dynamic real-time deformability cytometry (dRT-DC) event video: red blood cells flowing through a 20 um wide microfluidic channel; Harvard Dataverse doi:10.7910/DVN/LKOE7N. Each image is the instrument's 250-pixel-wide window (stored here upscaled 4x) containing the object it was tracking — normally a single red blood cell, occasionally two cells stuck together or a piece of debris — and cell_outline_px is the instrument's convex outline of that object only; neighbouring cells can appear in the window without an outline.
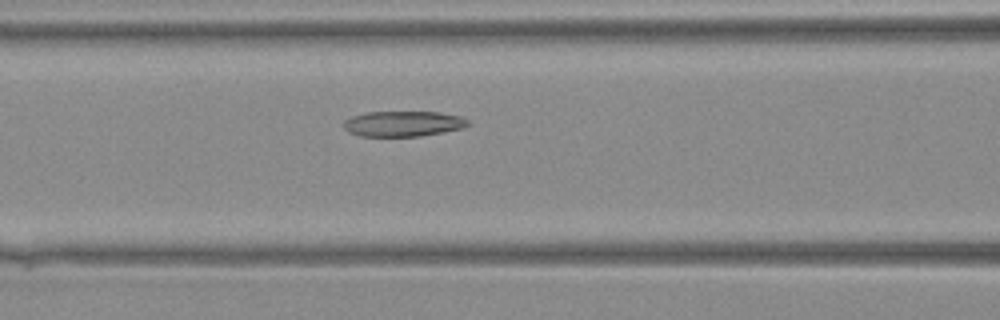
{"species": "Egyptian fruit bat (a non-hibernating species)", "species_latin": "Rousettus aegyptiacus", "temperature_condition": "warm", "stored_images_in_passage": 38, "camera_frame_rate_fps": 3000, "um_per_image_px": 0.085, "animal": {"sex": "female"}, "frame": {"image": 1, "passage_image": 15, "time_ms": 4.667, "image_size_px": [1000, 320], "cell_outline_px": [[468, 124], [464, 128], [420, 136], [360, 136], [348, 132], [344, 128], [344, 120], [352, 116], [368, 112], [440, 112], [460, 116], [468, 120]], "centroid_in_image_um": [34.26, 10.51], "position_along_channel_um": 132.3, "area_um2": 18.38}}
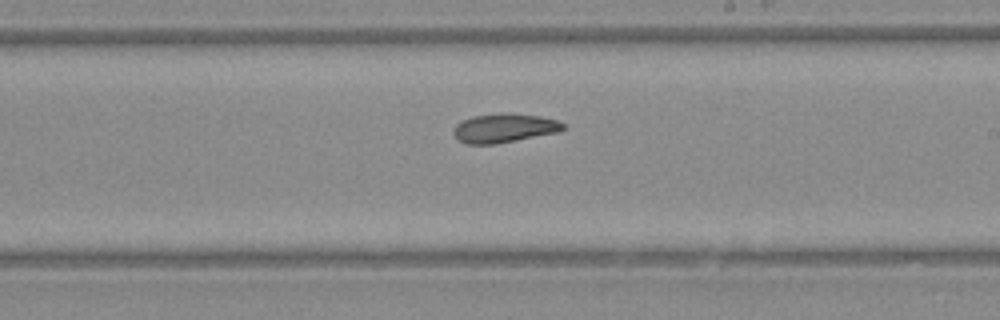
{"frame": {"image": 2, "passage_image": 22, "time_ms": 7.0, "image_size_px": [1000, 320], "cell_outline_px": [[564, 128], [560, 132], [492, 144], [464, 144], [456, 140], [452, 132], [456, 124], [460, 120], [472, 116], [540, 116], [556, 120], [564, 124]], "centroid_in_image_um": [42.78, 10.94], "position_along_channel_um": 246.2, "area_um2": 17.69}}
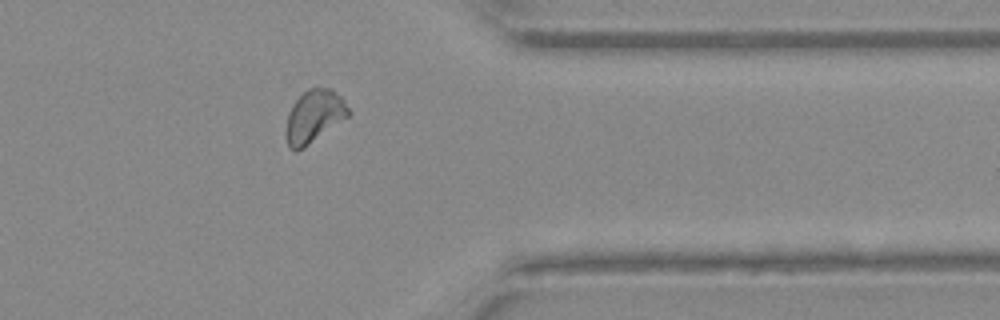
{"frame": {"image": 3, "passage_image": 31, "time_ms": 10.0, "image_size_px": [1000, 320], "cell_outline_px": [[348, 116], [304, 148], [296, 152], [288, 148], [284, 132], [284, 128], [288, 112], [292, 104], [308, 88], [332, 88], [340, 96], [348, 108]], "centroid_in_image_um": [26.62, 9.92], "position_along_channel_um": 384.8, "area_um2": 19.19}}